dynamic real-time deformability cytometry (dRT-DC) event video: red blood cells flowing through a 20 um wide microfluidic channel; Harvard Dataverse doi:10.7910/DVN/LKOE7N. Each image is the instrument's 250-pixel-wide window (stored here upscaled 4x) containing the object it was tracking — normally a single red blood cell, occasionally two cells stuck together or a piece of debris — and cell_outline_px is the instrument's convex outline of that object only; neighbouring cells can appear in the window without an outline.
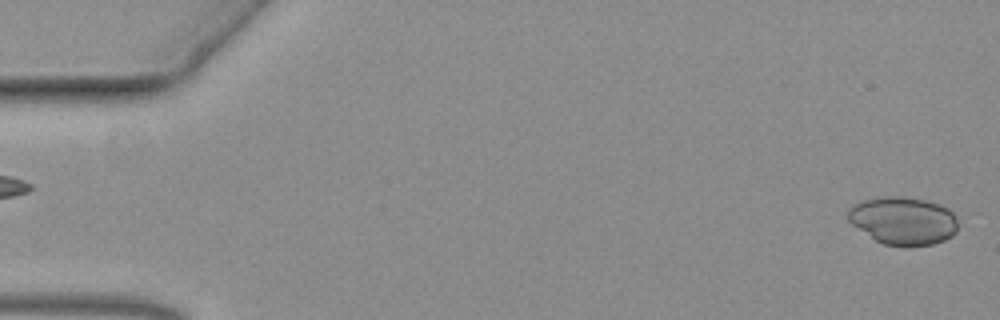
{"species": "common noctule bat (a hibernating species)", "species_latin": "Nyctalus noctula", "temperature_condition": "warm", "stored_images_in_passage": 27, "camera_frame_rate_fps": 3000, "um_per_image_px": 0.085, "animal": {"sex": "female", "body_mass_g": 19.3, "forearm_length_mm": 54.1}, "frame": {"image": 1, "passage_image": 1, "time_ms": 0.0, "image_size_px": [1000, 320], "cell_outline_px": [[956, 232], [952, 236], [944, 240], [932, 244], [908, 248], [884, 244], [876, 240], [852, 224], [848, 220], [848, 208], [852, 204], [864, 200], [884, 196], [904, 196], [924, 200], [948, 208], [956, 216]], "centroid_in_image_um": [76.76, 18.77], "position_along_channel_um": 8.2, "area_um2": 30.81}}